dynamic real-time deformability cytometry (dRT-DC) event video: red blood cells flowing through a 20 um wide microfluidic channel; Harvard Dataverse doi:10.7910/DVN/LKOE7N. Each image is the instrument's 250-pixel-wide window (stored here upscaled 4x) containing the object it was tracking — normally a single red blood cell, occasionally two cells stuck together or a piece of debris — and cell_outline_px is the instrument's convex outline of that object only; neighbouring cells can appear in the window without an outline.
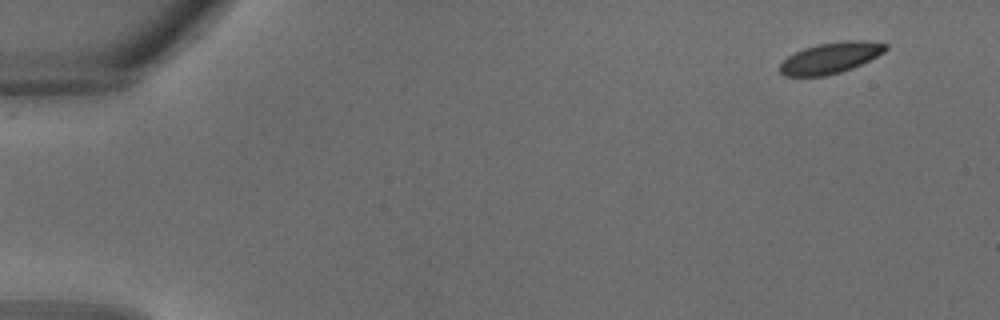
{"species": "common noctule bat (a hibernating species)", "species_latin": "Nyctalus noctula", "temperature_condition": "warm", "stored_images_in_passage": 32, "camera_frame_rate_fps": 3000, "um_per_image_px": 0.085, "animal": {"sex": "male", "body_mass_g": 18.8}, "frame": {"image": 1, "passage_image": 1, "time_ms": 0.0, "image_size_px": [1000, 320], "cell_outline_px": [[888, 48], [884, 52], [852, 68], [840, 72], [824, 76], [784, 76], [780, 72], [780, 64], [788, 56], [804, 48], [816, 44], [840, 40], [864, 40], [888, 44]], "centroid_in_image_um": [70.6, 4.9], "position_along_channel_um": 14.4, "area_um2": 19.07}}
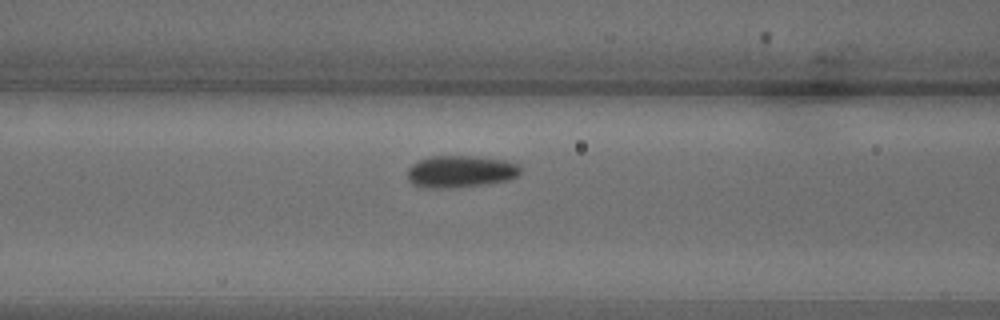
{"frame": {"image": 2, "passage_image": 13, "time_ms": 4.0, "image_size_px": [1000, 320], "cell_outline_px": [[520, 172], [516, 176], [508, 180], [484, 184], [452, 188], [424, 188], [412, 184], [408, 180], [408, 168], [412, 164], [420, 160], [432, 156], [472, 156], [504, 160], [520, 164]], "centroid_in_image_um": [39.12, 14.58], "position_along_channel_um": 127.5, "area_um2": 21.1}}
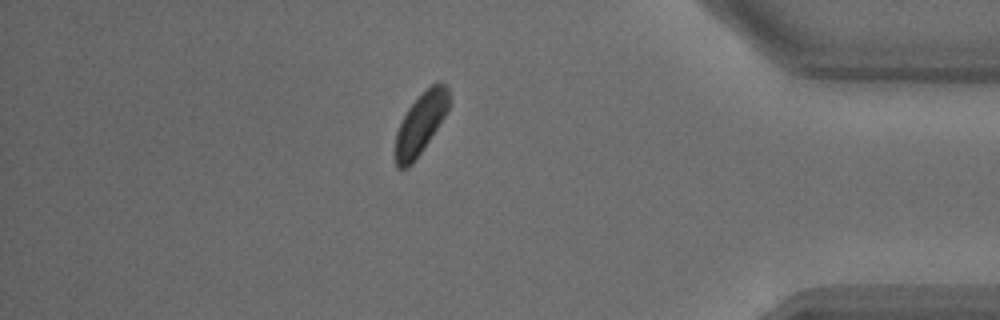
{"frame": {"image": 3, "passage_image": 28, "time_ms": 9.0, "image_size_px": [1000, 320], "cell_outline_px": [[448, 108], [444, 116], [412, 164], [408, 168], [396, 168], [396, 132], [408, 108], [432, 84], [444, 84], [448, 88]], "centroid_in_image_um": [35.72, 10.53], "position_along_channel_um": 399.5, "area_um2": 18.15}}